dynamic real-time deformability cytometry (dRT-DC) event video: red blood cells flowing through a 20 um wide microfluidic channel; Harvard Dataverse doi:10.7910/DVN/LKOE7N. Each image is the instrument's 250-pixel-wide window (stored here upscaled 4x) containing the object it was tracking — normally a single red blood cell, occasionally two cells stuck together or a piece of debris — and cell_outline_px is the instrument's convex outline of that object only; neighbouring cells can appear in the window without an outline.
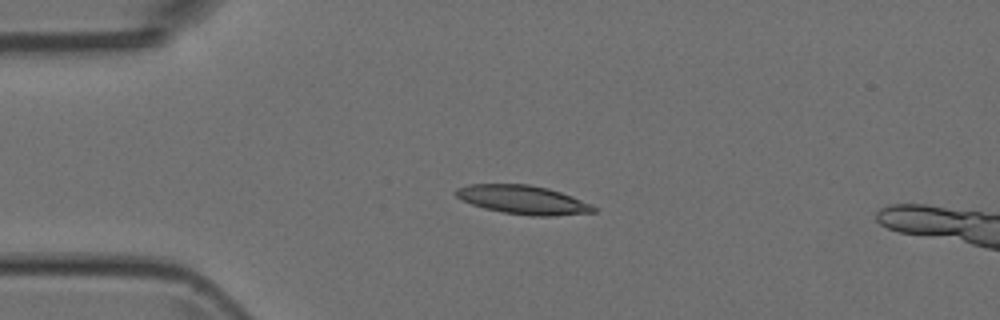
{"species": "Egyptian fruit bat (a non-hibernating species)", "species_latin": "Rousettus aegyptiacus", "temperature_condition": "room temperature", "stored_images_in_passage": 5, "camera_frame_rate_fps": 3000, "um_per_image_px": 0.085, "animal": {"sex": "female"}, "frame": {"image": 1, "passage_image": 3, "time_ms": 3.333, "image_size_px": [1000, 320], "cell_outline_px": [[596, 212], [556, 216], [532, 216], [504, 212], [484, 208], [472, 204], [456, 196], [452, 192], [456, 188], [468, 184], [528, 184], [548, 188], [572, 196], [592, 204], [596, 208]], "centroid_in_image_um": [44.46, 16.98], "position_along_channel_um": 40.5, "area_um2": 23.12}}